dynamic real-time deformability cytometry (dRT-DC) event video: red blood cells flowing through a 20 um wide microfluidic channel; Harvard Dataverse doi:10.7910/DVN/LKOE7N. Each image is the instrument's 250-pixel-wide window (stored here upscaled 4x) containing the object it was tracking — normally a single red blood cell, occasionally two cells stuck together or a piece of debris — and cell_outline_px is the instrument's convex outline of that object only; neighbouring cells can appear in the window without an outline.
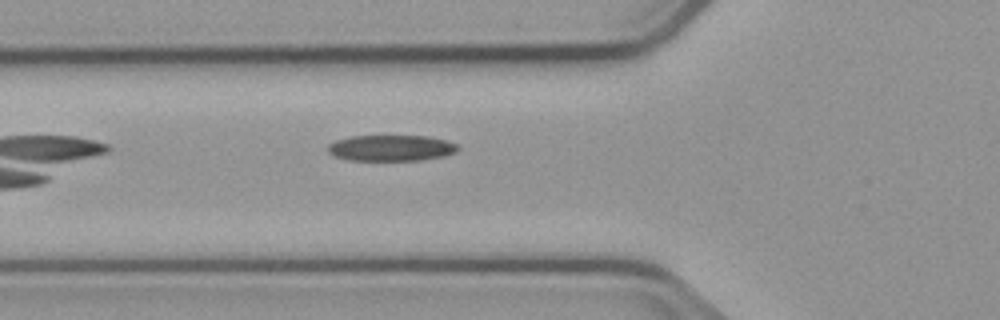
{"species": "common noctule bat (a hibernating species)", "species_latin": "Nyctalus noctula", "temperature_condition": "cold", "stored_images_in_passage": 5, "camera_frame_rate_fps": 3000, "um_per_image_px": 0.085, "animal": {"sex": "male", "body_mass_g": 23.1, "forearm_length_mm": 52.7}, "frame": {"image": 1, "passage_image": 5, "time_ms": 6.333, "image_size_px": [1000, 320], "cell_outline_px": [[460, 148], [456, 152], [444, 156], [420, 160], [348, 160], [336, 156], [328, 152], [328, 144], [336, 140], [352, 136], [424, 136], [444, 140], [456, 144]], "centroid_in_image_um": [33.24, 12.58], "position_along_channel_um": 92.6, "area_um2": 19.54}}